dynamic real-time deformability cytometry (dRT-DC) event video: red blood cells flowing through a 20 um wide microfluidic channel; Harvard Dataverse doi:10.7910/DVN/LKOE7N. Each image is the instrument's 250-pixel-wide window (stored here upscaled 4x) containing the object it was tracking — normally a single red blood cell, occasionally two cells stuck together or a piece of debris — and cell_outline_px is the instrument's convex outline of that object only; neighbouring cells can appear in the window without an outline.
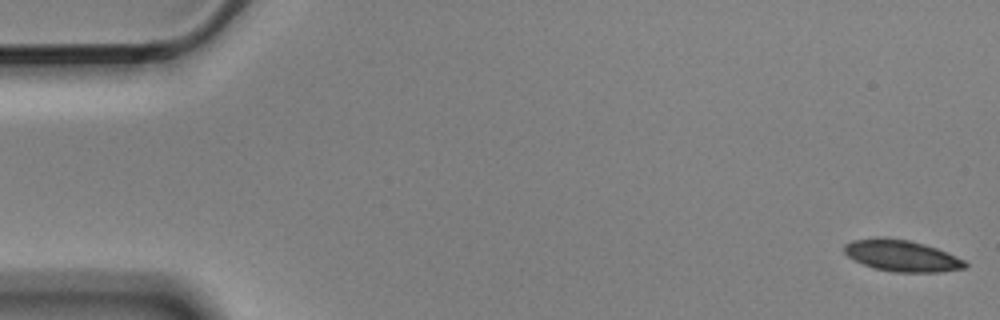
{"species": "Egyptian fruit bat (a non-hibernating species)", "species_latin": "Rousettus aegyptiacus", "temperature_condition": "cold", "stored_images_in_passage": 5, "camera_frame_rate_fps": 3000, "um_per_image_px": 0.085, "animal": {"sex": "male"}, "frame": {"image": 1, "passage_image": 1, "time_ms": 0.0, "image_size_px": [1000, 320], "cell_outline_px": [[968, 264], [964, 268], [940, 272], [896, 272], [872, 268], [848, 256], [844, 252], [844, 244], [852, 240], [908, 240], [924, 244], [936, 248], [956, 256], [964, 260]], "centroid_in_image_um": [76.7, 21.78], "position_along_channel_um": 8.3, "area_um2": 21.27}}
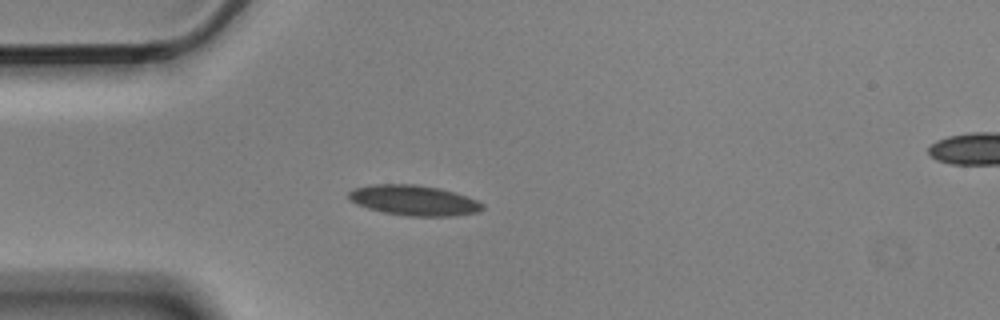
{"frame": {"image": 2, "passage_image": 5, "time_ms": 1.333, "image_size_px": [1000, 320], "cell_outline_px": [[484, 208], [480, 212], [456, 216], [408, 216], [384, 212], [368, 208], [356, 204], [348, 200], [348, 192], [352, 188], [368, 184], [416, 184], [440, 188], [476, 200], [484, 204]], "centroid_in_image_um": [35.14, 17.02], "position_along_channel_um": 49.9, "area_um2": 23.81}}